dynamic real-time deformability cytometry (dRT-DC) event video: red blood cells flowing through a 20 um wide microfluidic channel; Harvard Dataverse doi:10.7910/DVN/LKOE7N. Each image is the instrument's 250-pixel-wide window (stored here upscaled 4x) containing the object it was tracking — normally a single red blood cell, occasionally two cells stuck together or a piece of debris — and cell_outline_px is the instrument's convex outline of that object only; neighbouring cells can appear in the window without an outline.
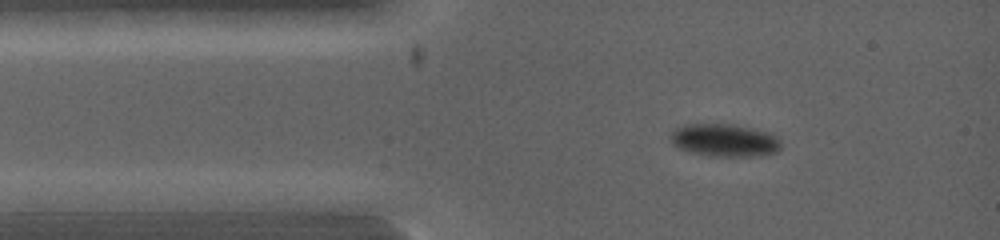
{"species": "common noctule bat (a hibernating species)", "species_latin": "Nyctalus noctula", "temperature_condition": "warm", "stored_images_in_passage": 15, "camera_frame_rate_fps": 5000, "um_per_image_px": 0.085, "animal": {"sex": "female", "body_mass_g": 19.0, "forearm_length_mm": 53.3}, "frame": {"image": 1, "passage_image": 4, "time_ms": 1.0, "image_size_px": [1000, 240], "cell_outline_px": [[780, 148], [776, 152], [760, 156], [708, 156], [692, 152], [680, 148], [672, 144], [672, 132], [676, 128], [684, 124], [736, 124], [768, 132], [776, 136], [780, 140]], "centroid_in_image_um": [61.61, 11.92], "position_along_channel_um": 23.4, "area_um2": 21.04}}
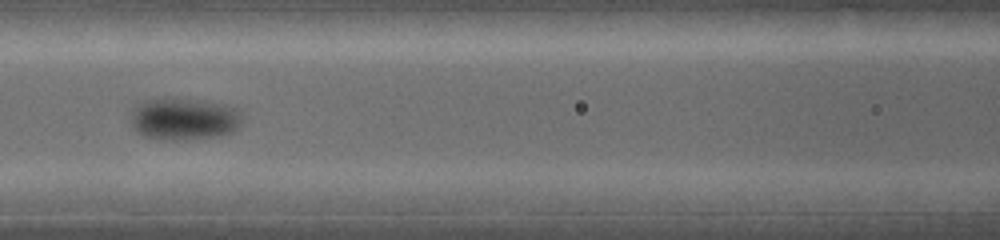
{"frame": {"image": 2, "passage_image": 11, "time_ms": 3.6, "image_size_px": [1000, 240], "cell_outline_px": [[244, 116], [240, 124], [232, 132], [212, 136], [164, 140], [144, 136], [132, 124], [132, 108], [136, 104], [144, 100], [160, 96], [172, 96], [220, 104], [236, 108]], "centroid_in_image_um": [15.6, 10.05], "position_along_channel_um": 151.0, "area_um2": 27.28}}
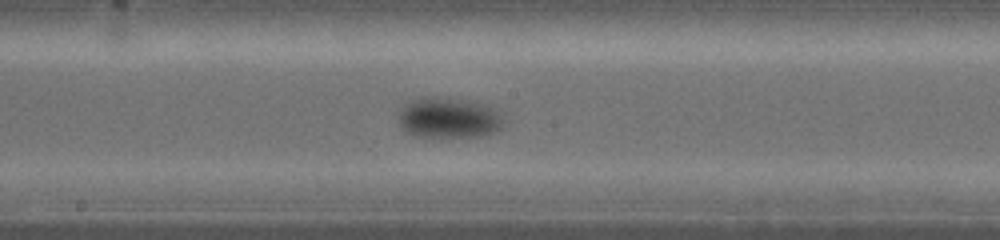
{"frame": {"image": 3, "passage_image": 14, "time_ms": 4.6, "image_size_px": [1000, 240], "cell_outline_px": [[504, 120], [500, 128], [496, 132], [480, 136], [416, 136], [408, 132], [400, 124], [400, 108], [404, 104], [420, 96], [448, 96], [472, 100], [488, 104], [500, 108]], "centroid_in_image_um": [38.22, 9.95], "position_along_channel_um": 210.0, "area_um2": 25.55}}